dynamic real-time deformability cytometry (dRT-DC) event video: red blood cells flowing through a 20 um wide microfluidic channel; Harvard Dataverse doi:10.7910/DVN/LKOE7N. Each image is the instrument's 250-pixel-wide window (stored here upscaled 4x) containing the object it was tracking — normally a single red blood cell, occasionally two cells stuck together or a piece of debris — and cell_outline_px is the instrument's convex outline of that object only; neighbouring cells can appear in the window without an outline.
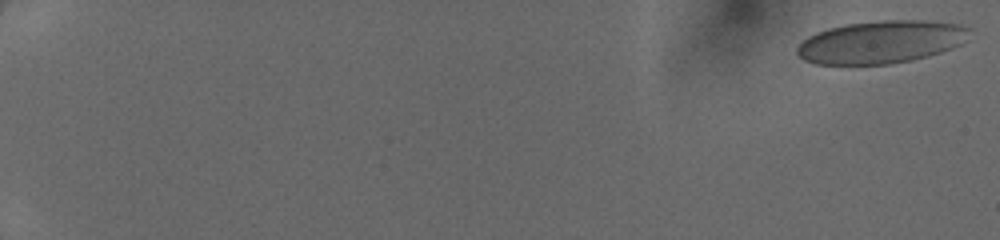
{"species": "human", "species_latin": "Homo sapiens", "temperature_condition": "cold", "stored_images_in_passage": 51, "camera_frame_rate_fps": 3000, "um_per_image_px": 0.085, "donor": {"sex": "female"}, "frame": {"image": 1, "passage_image": 1, "time_ms": 0.0, "image_size_px": [1000, 240], "cell_outline_px": [[968, 28], [960, 44], [952, 48], [928, 56], [912, 60], [888, 64], [816, 64], [804, 60], [796, 52], [796, 48], [808, 36], [816, 32], [828, 28], [848, 24], [880, 20], [924, 20], [960, 24]], "centroid_in_image_um": [74.83, 3.57], "position_along_channel_um": 10.2, "area_um2": 42.48}}
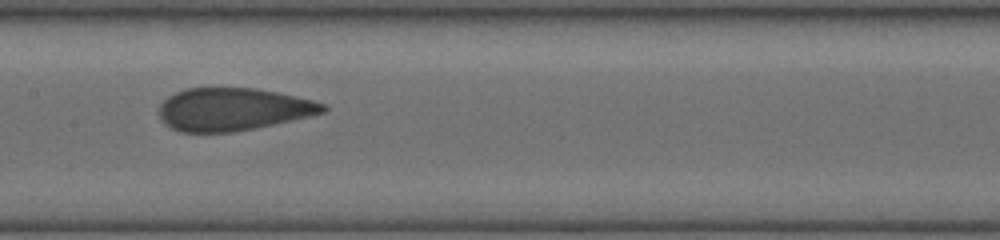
{"frame": {"image": 2, "passage_image": 29, "time_ms": 9.333, "image_size_px": [1000, 240], "cell_outline_px": [[328, 108], [324, 112], [308, 116], [256, 128], [232, 132], [180, 132], [172, 128], [160, 120], [160, 104], [168, 96], [184, 88], [256, 88], [280, 92], [312, 100], [324, 104]], "centroid_in_image_um": [19.78, 9.28], "position_along_channel_um": 187.6, "area_um2": 40.69}}
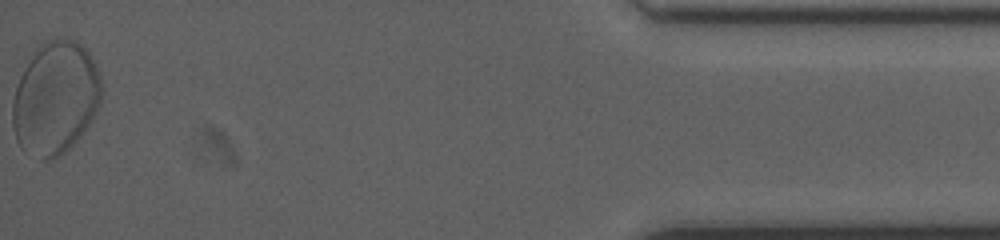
{"frame": {"image": 3, "passage_image": 51, "time_ms": 16.667, "image_size_px": [1000, 240], "cell_outline_px": [[100, 104], [96, 112], [84, 132], [64, 152], [56, 156], [44, 160], [20, 148], [16, 140], [12, 124], [12, 100], [20, 76], [36, 48], [44, 40], [56, 36], [76, 40], [88, 52], [96, 64], [100, 76]], "centroid_in_image_um": [4.69, 8.3], "position_along_channel_um": 430.5, "area_um2": 58.55}}